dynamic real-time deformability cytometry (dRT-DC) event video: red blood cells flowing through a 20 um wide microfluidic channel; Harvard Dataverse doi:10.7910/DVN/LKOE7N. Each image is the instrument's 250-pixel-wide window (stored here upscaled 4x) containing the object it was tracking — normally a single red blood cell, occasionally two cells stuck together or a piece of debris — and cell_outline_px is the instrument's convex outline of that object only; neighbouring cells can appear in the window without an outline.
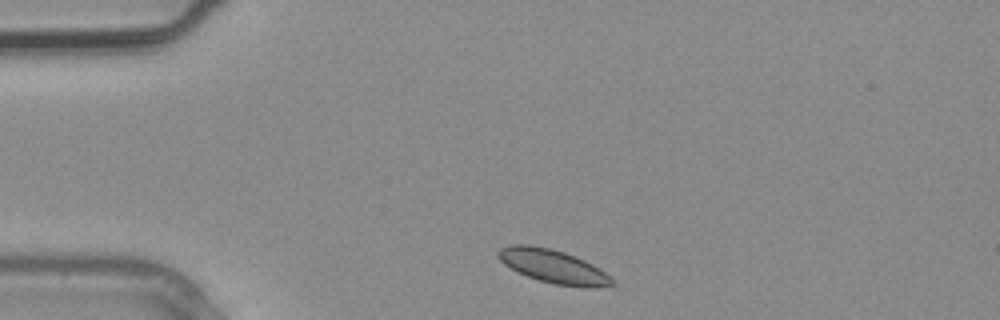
{"species": "common noctule bat (a hibernating species)", "species_latin": "Nyctalus noctula", "temperature_condition": "warm", "stored_images_in_passage": 1, "camera_frame_rate_fps": 3000, "um_per_image_px": 0.085, "animal": {"sex": "male", "body_mass_g": 20.4}, "frame": {"image": 1, "passage_image": 1, "time_ms": 0.0, "image_size_px": [1000, 320], "cell_outline_px": [[616, 284], [596, 288], [584, 288], [556, 284], [540, 280], [528, 276], [504, 264], [496, 256], [496, 252], [500, 248], [508, 244], [528, 244], [548, 248], [564, 252], [576, 256], [600, 268]], "centroid_in_image_um": [47.01, 22.63], "position_along_channel_um": 38.0, "area_um2": 22.2}}